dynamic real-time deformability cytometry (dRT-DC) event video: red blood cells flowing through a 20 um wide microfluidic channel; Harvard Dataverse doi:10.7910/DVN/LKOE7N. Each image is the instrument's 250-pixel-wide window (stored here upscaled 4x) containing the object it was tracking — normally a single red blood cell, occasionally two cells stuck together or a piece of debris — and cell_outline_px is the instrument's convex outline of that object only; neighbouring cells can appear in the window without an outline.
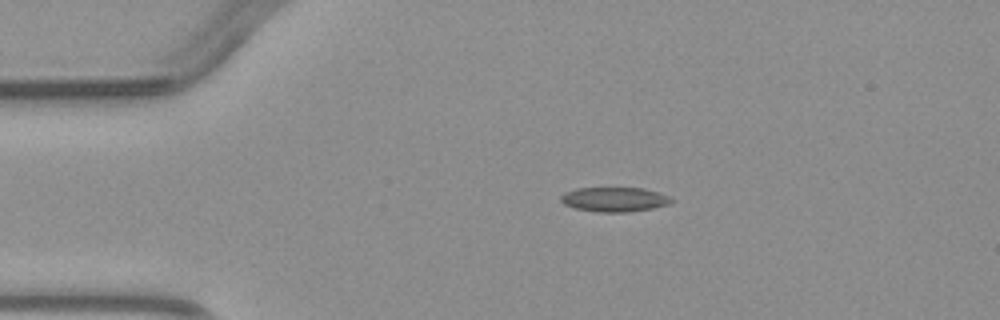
{"species": "common noctule bat (a hibernating species)", "species_latin": "Nyctalus noctula", "temperature_condition": "warm", "stored_images_in_passage": 2, "camera_frame_rate_fps": 3000, "um_per_image_px": 0.085, "animal": {"sex": "male", "body_mass_g": 23.1, "forearm_length_mm": 52.7}, "frame": {"image": 1, "passage_image": 2, "time_ms": 2.333, "image_size_px": [1000, 320], "cell_outline_px": [[676, 200], [668, 204], [652, 208], [628, 212], [600, 212], [576, 208], [564, 204], [560, 200], [560, 196], [564, 192], [576, 188], [644, 188], [660, 192]], "centroid_in_image_um": [52.24, 16.94], "position_along_channel_um": 32.8, "area_um2": 15.84}}